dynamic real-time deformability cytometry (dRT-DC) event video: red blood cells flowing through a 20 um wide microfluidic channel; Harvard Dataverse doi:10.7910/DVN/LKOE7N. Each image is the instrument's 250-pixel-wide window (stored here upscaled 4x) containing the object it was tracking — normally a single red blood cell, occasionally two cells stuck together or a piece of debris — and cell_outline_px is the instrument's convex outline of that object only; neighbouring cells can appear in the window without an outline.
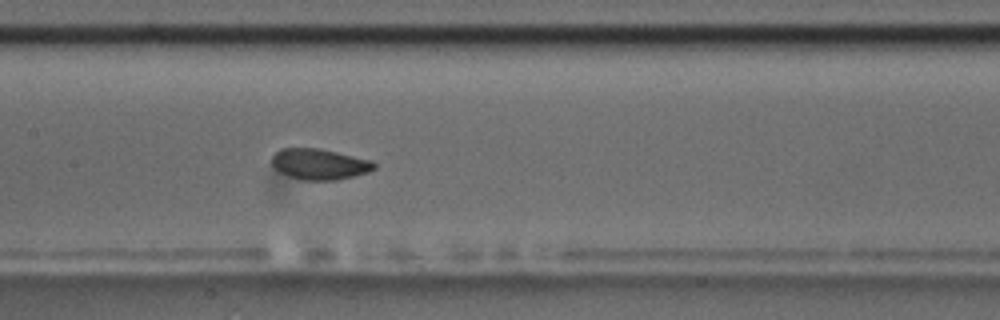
{"species": "common noctule bat (a hibernating species)", "species_latin": "Nyctalus noctula", "temperature_condition": "room temperature", "stored_images_in_passage": 10, "camera_frame_rate_fps": 3000, "um_per_image_px": 0.085, "animal": {"sex": "male", "body_mass_g": 17.5, "forearm_length_mm": 52.3}, "frame": {"image": 1, "passage_image": 9, "time_ms": 9.0, "image_size_px": [1000, 320], "cell_outline_px": [[376, 168], [368, 172], [336, 180], [300, 180], [288, 176], [280, 172], [272, 164], [272, 156], [280, 148], [320, 148], [372, 160], [376, 164]], "centroid_in_image_um": [27.15, 13.95], "position_along_channel_um": 180.2, "area_um2": 18.44}}